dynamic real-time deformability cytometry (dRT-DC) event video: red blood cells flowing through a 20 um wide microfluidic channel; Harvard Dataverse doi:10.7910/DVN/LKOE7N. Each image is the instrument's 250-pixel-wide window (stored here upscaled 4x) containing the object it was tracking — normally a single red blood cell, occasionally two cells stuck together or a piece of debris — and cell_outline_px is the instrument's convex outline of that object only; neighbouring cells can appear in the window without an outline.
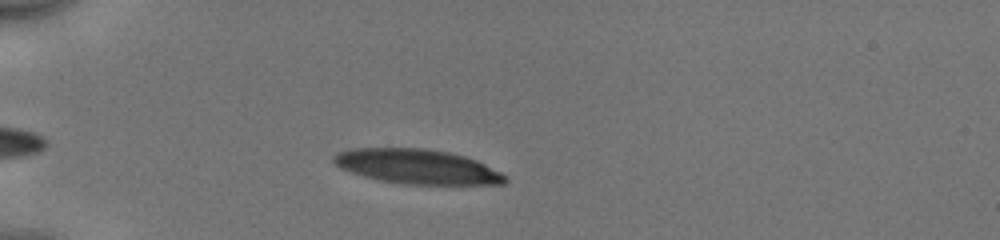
{"species": "human", "species_latin": "Homo sapiens", "temperature_condition": "cold", "stored_images_in_passage": 40, "camera_frame_rate_fps": 3000, "um_per_image_px": 0.085, "donor": {"sex": "male"}, "frame": {"image": 1, "passage_image": 3, "time_ms": 0.667, "image_size_px": [1000, 240], "cell_outline_px": [[508, 180], [504, 184], [404, 184], [380, 180], [364, 176], [340, 168], [332, 160], [332, 156], [336, 152], [348, 148], [424, 148], [448, 152], [464, 156], [476, 160], [508, 176]], "centroid_in_image_um": [35.43, 14.15], "position_along_channel_um": 49.6, "area_um2": 34.56}}
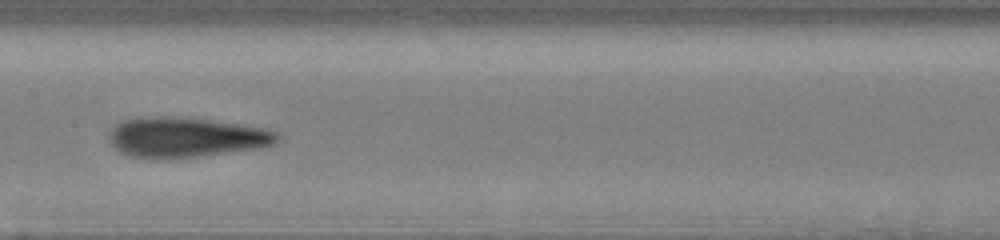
{"frame": {"image": 2, "passage_image": 16, "time_ms": 5.0, "image_size_px": [1000, 240], "cell_outline_px": [[280, 140], [272, 144], [260, 148], [196, 156], [132, 156], [120, 152], [112, 144], [112, 128], [116, 124], [124, 120], [144, 116], [168, 116], [208, 120], [264, 128], [276, 132], [280, 136]], "centroid_in_image_um": [15.85, 11.63], "position_along_channel_um": 191.6, "area_um2": 37.92}}
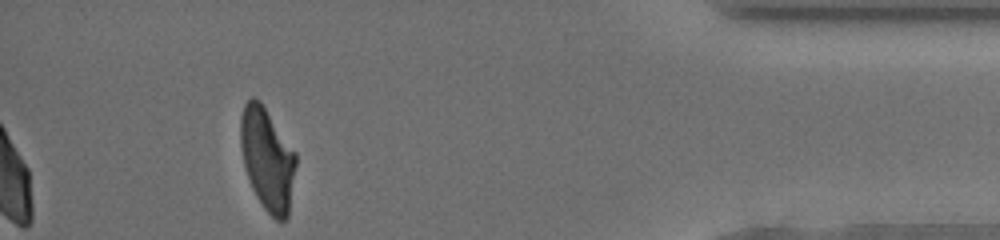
{"frame": {"image": 3, "passage_image": 36, "time_ms": 11.667, "image_size_px": [1000, 240], "cell_outline_px": [[296, 164], [288, 216], [284, 220], [276, 220], [264, 208], [256, 196], [252, 188], [244, 164], [240, 144], [240, 120], [244, 104], [252, 96], [256, 96], [260, 100], [296, 152]], "centroid_in_image_um": [22.72, 13.49], "position_along_channel_um": 412.5, "area_um2": 33.0}, "authors_computed_cell_mechanics": {"area_um2": 36.4718, "velocity_mm_per_s": 3.9706, "shape_relaxation_time_tau1_ms": 6.9913, "shape_relaxation_time_tau2_ms": 1.718, "deformation_change_tau1": 0.2254, "deformation_change_tau2": 0.0924}}